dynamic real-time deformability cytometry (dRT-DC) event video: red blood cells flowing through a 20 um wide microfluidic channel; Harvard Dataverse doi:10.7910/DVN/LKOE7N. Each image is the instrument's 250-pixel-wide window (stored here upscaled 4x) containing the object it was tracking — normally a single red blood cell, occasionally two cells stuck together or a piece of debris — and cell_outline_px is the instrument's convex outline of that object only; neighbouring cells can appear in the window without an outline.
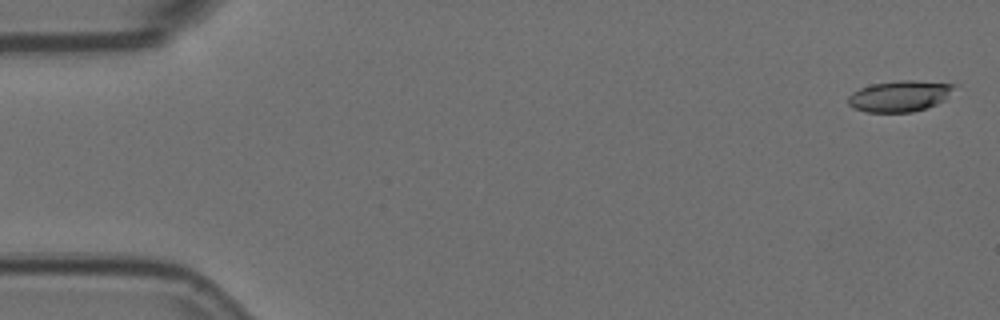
{"species": "Egyptian fruit bat (a non-hibernating species)", "species_latin": "Rousettus aegyptiacus", "temperature_condition": "room temperature", "stored_images_in_passage": 57, "camera_frame_rate_fps": 3000, "um_per_image_px": 0.085, "animal": {"sex": "female"}, "frame": {"image": 1, "passage_image": 2, "time_ms": 0.333, "image_size_px": [1000, 320], "cell_outline_px": [[960, 84], [944, 100], [928, 108], [912, 112], [864, 112], [852, 108], [848, 104], [848, 96], [852, 92], [860, 88], [872, 84], [900, 80], [912, 80]], "centroid_in_image_um": [76.49, 8.17], "position_along_channel_um": 8.5, "area_um2": 19.48}}
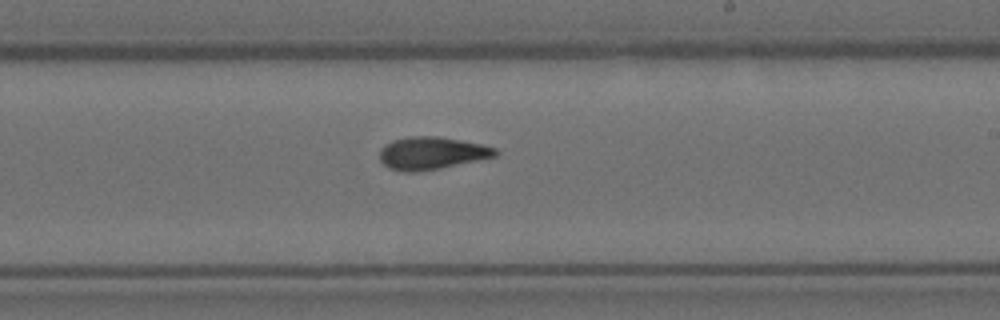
{"frame": {"image": 2, "passage_image": 34, "time_ms": 11.0, "image_size_px": [1000, 320], "cell_outline_px": [[500, 152], [496, 156], [440, 168], [416, 172], [404, 172], [388, 168], [380, 160], [380, 148], [384, 144], [392, 140], [412, 136], [440, 136], [480, 144], [496, 148]], "centroid_in_image_um": [36.67, 13.01], "position_along_channel_um": 252.3, "area_um2": 21.96}}
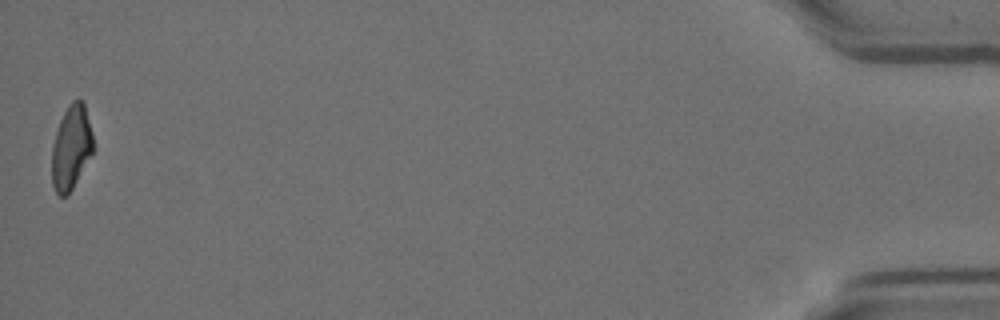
{"frame": {"image": 3, "passage_image": 57, "time_ms": 18.667, "image_size_px": [1000, 320], "cell_outline_px": [[96, 148], [68, 196], [60, 196], [56, 192], [52, 184], [52, 144], [60, 120], [68, 104], [72, 100], [80, 100], [84, 104], [92, 132]], "centroid_in_image_um": [6.07, 12.56], "position_along_channel_um": 429.1, "area_um2": 20.52}, "authors_computed_cell_mechanics": {"area_um2": 21.1548, "velocity_mm_per_s": 3.5785, "shape_relaxation_time_tau1_ms": 8.7228, "shape_relaxation_time_tau2_ms": 3.2504, "deformation_change_tau1": 0.2636, "deformation_change_tau2": 0.1153}}